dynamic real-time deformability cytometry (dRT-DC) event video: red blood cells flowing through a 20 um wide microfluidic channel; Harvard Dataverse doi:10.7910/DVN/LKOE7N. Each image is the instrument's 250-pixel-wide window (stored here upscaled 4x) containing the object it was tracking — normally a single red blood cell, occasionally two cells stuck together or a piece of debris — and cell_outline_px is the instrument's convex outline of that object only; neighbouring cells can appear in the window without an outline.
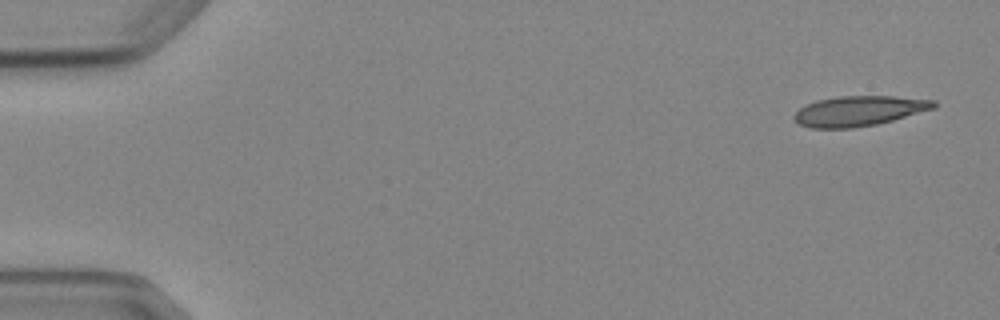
{"species": "Egyptian fruit bat (a non-hibernating species)", "species_latin": "Rousettus aegyptiacus", "temperature_condition": "cold", "stored_images_in_passage": 4, "camera_frame_rate_fps": 3000, "um_per_image_px": 0.085, "animal": {"sex": "female"}, "frame": {"image": 1, "passage_image": 1, "time_ms": 0.0, "image_size_px": [1000, 320], "cell_outline_px": [[936, 108], [892, 120], [876, 124], [852, 128], [808, 128], [800, 124], [792, 116], [800, 108], [816, 100], [840, 96], [892, 96], [936, 100]], "centroid_in_image_um": [73.02, 9.43], "position_along_channel_um": 12.0, "area_um2": 24.39}}
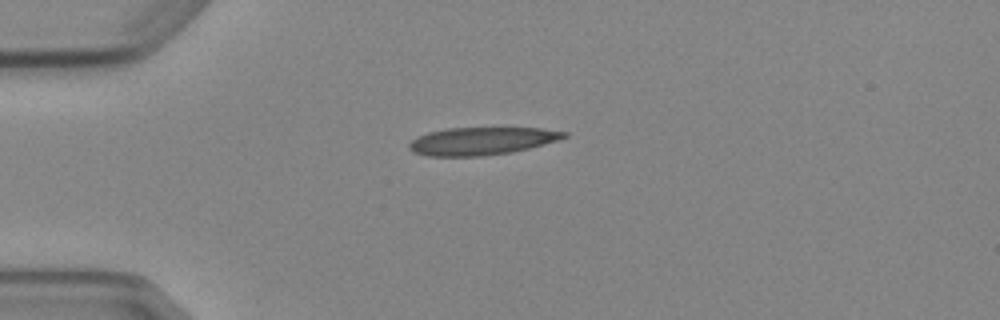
{"frame": {"image": 2, "passage_image": 4, "time_ms": 3.667, "image_size_px": [1000, 320], "cell_outline_px": [[568, 136], [544, 144], [512, 152], [480, 156], [428, 156], [416, 152], [408, 148], [408, 144], [412, 140], [428, 132], [448, 128], [540, 128], [568, 132]], "centroid_in_image_um": [40.95, 11.98], "position_along_channel_um": 44.1, "area_um2": 24.74}}